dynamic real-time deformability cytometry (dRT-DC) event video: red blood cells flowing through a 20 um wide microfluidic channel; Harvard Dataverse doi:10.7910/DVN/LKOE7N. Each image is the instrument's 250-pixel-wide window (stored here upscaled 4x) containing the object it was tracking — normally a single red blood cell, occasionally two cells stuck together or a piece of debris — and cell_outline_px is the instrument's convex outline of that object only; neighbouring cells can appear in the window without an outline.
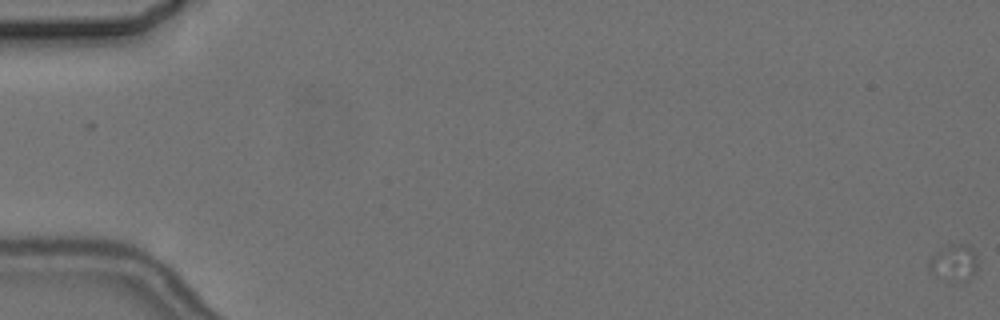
{"species": "common noctule bat (a hibernating species)", "species_latin": "Nyctalus noctula", "temperature_condition": "cold", "stored_images_in_passage": 6, "camera_frame_rate_fps": 3000, "um_per_image_px": 0.085, "animal": {"sex": "female", "body_mass_g": 24.6, "forearm_length_mm": 56.2}, "frame": {"image": 1, "passage_image": 1, "time_ms": 0.0, "image_size_px": [1000, 320], "cell_outline_px": [[976, 272], [964, 284], [932, 272], [928, 268], [928, 264], [932, 256], [936, 252], [948, 244], [968, 244], [976, 252]], "centroid_in_image_um": [81.14, 22.31], "position_along_channel_um": 3.9, "area_um2": 10.23}}